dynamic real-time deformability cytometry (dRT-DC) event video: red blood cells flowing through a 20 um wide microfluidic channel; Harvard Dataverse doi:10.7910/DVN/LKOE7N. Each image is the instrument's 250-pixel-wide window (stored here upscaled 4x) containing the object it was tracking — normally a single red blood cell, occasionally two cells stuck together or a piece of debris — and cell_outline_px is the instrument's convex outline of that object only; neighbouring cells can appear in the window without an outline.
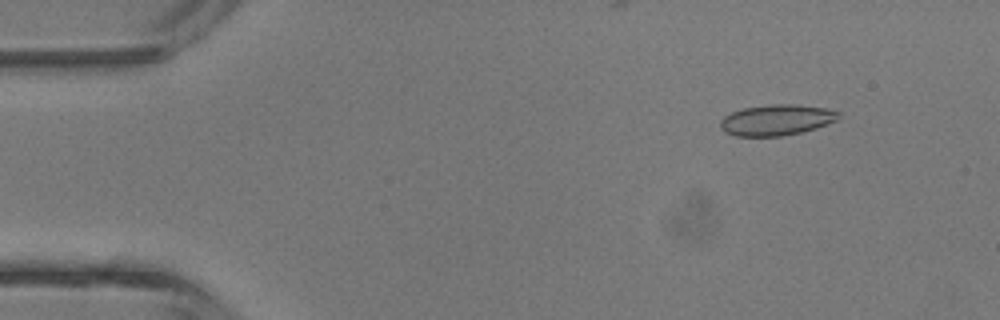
{"species": "common noctule bat (a hibernating species)", "species_latin": "Nyctalus noctula", "temperature_condition": "room temperature", "stored_images_in_passage": 4, "camera_frame_rate_fps": 3000, "um_per_image_px": 0.085, "animal": {"sex": "male", "body_mass_g": 13.3}, "frame": {"image": 1, "passage_image": 2, "time_ms": 1.333, "image_size_px": [1000, 320], "cell_outline_px": [[840, 112], [836, 120], [816, 128], [800, 132], [780, 136], [736, 136], [724, 132], [720, 128], [720, 120], [724, 116], [732, 112], [744, 108], [772, 104], [796, 104], [828, 108]], "centroid_in_image_um": [65.98, 10.19], "position_along_channel_um": 19.0, "area_um2": 21.21}}